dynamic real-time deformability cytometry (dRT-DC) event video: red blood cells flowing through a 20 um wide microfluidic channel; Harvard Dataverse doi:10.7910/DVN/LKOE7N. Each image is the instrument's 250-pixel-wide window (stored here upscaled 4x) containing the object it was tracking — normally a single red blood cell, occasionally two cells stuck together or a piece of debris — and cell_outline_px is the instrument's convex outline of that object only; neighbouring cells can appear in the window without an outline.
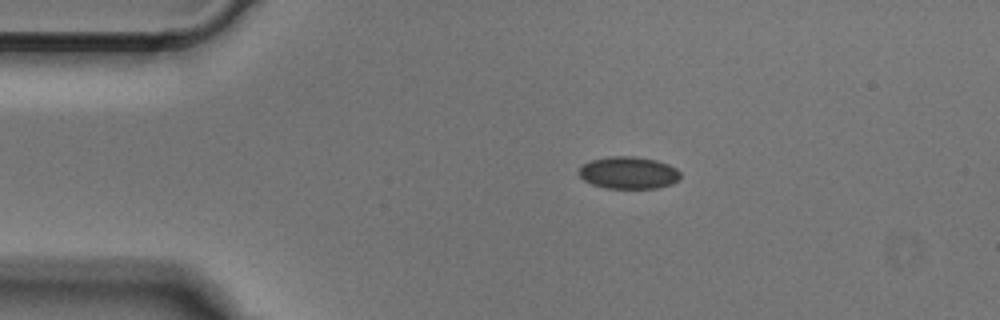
{"species": "Egyptian fruit bat (a non-hibernating species)", "species_latin": "Rousettus aegyptiacus", "temperature_condition": "cold", "stored_images_in_passage": 35, "camera_frame_rate_fps": 3000, "um_per_image_px": 0.085, "animal": {"sex": "male"}, "frame": {"image": 1, "passage_image": 1, "time_ms": 0.0, "image_size_px": [1000, 320], "cell_outline_px": [[680, 180], [672, 184], [656, 188], [604, 188], [592, 184], [584, 180], [580, 176], [580, 168], [584, 164], [592, 160], [612, 156], [632, 156], [656, 160], [668, 164], [676, 168], [680, 172]], "centroid_in_image_um": [53.46, 14.69], "position_along_channel_um": 31.5, "area_um2": 18.96}}
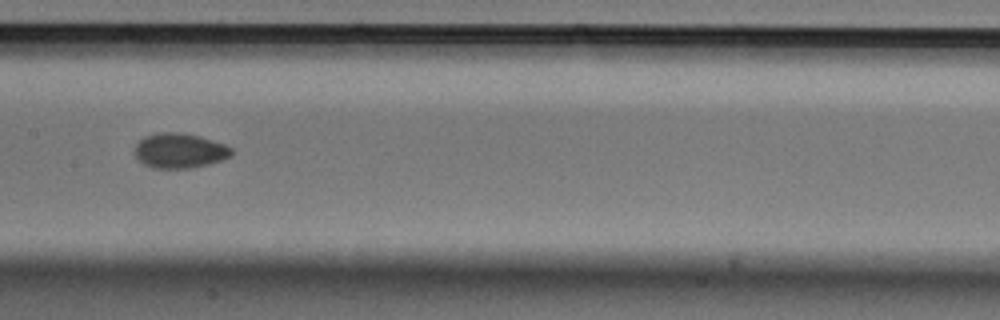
{"frame": {"image": 2, "passage_image": 16, "time_ms": 5.0, "image_size_px": [1000, 320], "cell_outline_px": [[232, 156], [224, 160], [192, 168], [152, 168], [144, 164], [136, 156], [136, 144], [144, 136], [160, 132], [180, 132], [212, 140], [224, 144], [232, 148]], "centroid_in_image_um": [15.29, 12.81], "position_along_channel_um": 192.1, "area_um2": 19.59}}
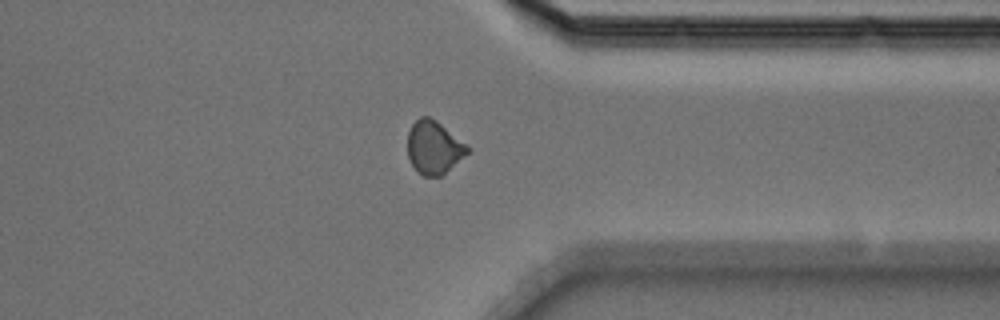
{"frame": {"image": 3, "passage_image": 30, "time_ms": 9.667, "image_size_px": [1000, 320], "cell_outline_px": [[472, 152], [440, 176], [424, 176], [412, 164], [408, 156], [408, 132], [412, 124], [420, 116], [428, 116], [436, 120], [472, 148]], "centroid_in_image_um": [36.93, 12.52], "position_along_channel_um": 374.5, "area_um2": 18.61}}